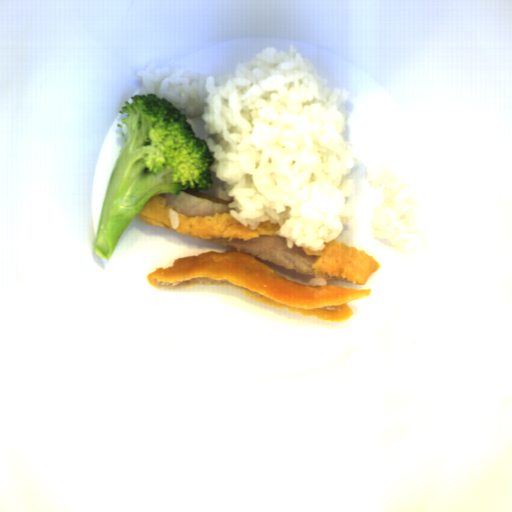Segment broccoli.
<instances>
[{"mask_svg":"<svg viewBox=\"0 0 512 512\" xmlns=\"http://www.w3.org/2000/svg\"><path fill=\"white\" fill-rule=\"evenodd\" d=\"M124 101L123 149L113 165L102 204L94 252L111 259L126 227L145 204L159 194L211 190L215 161L206 138L172 102L157 95L137 94Z\"/></svg>","mask_w":512,"mask_h":512,"instance_id":"obj_1","label":"broccoli"}]
</instances>
